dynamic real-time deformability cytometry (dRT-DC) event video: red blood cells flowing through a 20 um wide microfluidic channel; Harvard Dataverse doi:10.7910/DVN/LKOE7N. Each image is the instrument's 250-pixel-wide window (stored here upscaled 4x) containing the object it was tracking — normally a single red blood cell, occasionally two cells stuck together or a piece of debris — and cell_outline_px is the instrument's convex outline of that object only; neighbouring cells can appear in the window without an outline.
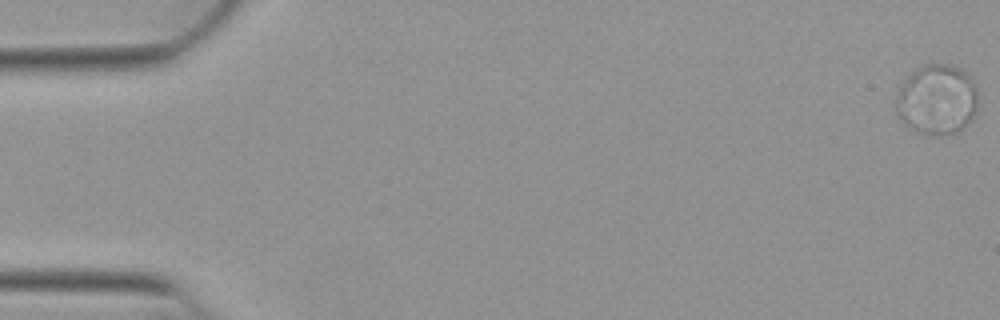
{"species": "Egyptian fruit bat (a non-hibernating species)", "species_latin": "Rousettus aegyptiacus", "temperature_condition": "warm", "stored_images_in_passage": 17, "camera_frame_rate_fps": 3000, "um_per_image_px": 0.085, "animal": {"sex": "female"}, "frame": {"image": 1, "passage_image": 1, "time_ms": 0.0, "image_size_px": [1000, 320], "cell_outline_px": [[976, 112], [960, 132], [940, 136], [924, 136], [916, 132], [904, 124], [896, 116], [896, 96], [900, 84], [920, 64], [932, 60], [952, 64], [968, 72], [976, 80]], "centroid_in_image_um": [79.63, 8.43], "position_along_channel_um": 5.4, "area_um2": 35.08}}
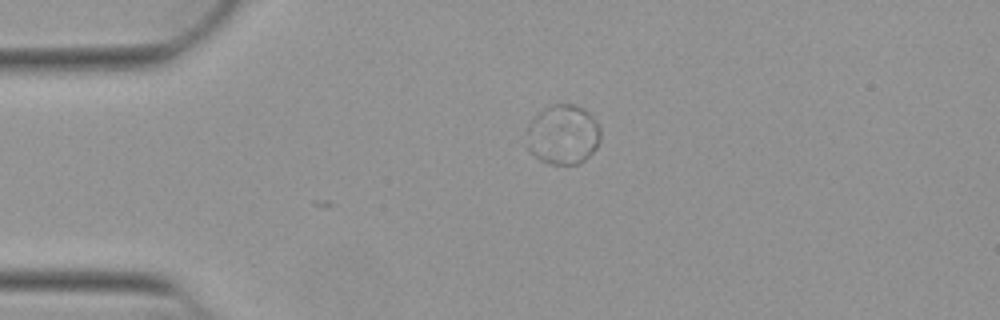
{"frame": {"image": 2, "passage_image": 13, "time_ms": 4.0, "image_size_px": [1000, 320], "cell_outline_px": [[600, 140], [596, 148], [584, 160], [576, 164], [548, 164], [540, 160], [528, 152], [528, 124], [544, 108], [552, 104], [572, 104], [584, 108], [600, 124]], "centroid_in_image_um": [47.87, 11.44], "position_along_channel_um": 37.1, "area_um2": 25.78}}